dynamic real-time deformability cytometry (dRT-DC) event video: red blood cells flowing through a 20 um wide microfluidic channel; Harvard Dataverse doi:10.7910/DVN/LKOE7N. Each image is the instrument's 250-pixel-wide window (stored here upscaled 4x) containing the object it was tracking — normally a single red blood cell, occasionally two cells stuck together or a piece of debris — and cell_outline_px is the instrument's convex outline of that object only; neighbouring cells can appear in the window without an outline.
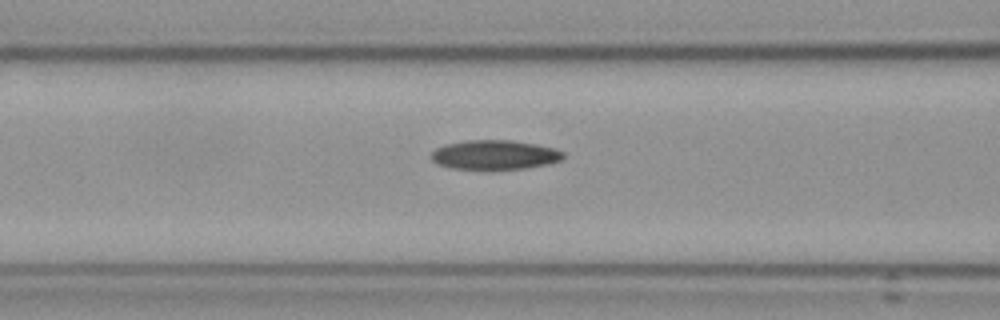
{"species": "Egyptian fruit bat (a non-hibernating species)", "species_latin": "Rousettus aegyptiacus", "temperature_condition": "cold", "stored_images_in_passage": 4, "camera_frame_rate_fps": 3000, "um_per_image_px": 0.085, "frame": {"image": 1, "passage_image": 4, "time_ms": 4.333, "image_size_px": [1000, 320], "cell_outline_px": [[564, 160], [548, 164], [524, 168], [452, 168], [436, 164], [432, 160], [432, 152], [436, 148], [444, 144], [464, 140], [512, 140], [536, 144], [556, 148], [564, 152]], "centroid_in_image_um": [42.07, 13.14], "position_along_channel_um": 124.5, "area_um2": 22.54}}